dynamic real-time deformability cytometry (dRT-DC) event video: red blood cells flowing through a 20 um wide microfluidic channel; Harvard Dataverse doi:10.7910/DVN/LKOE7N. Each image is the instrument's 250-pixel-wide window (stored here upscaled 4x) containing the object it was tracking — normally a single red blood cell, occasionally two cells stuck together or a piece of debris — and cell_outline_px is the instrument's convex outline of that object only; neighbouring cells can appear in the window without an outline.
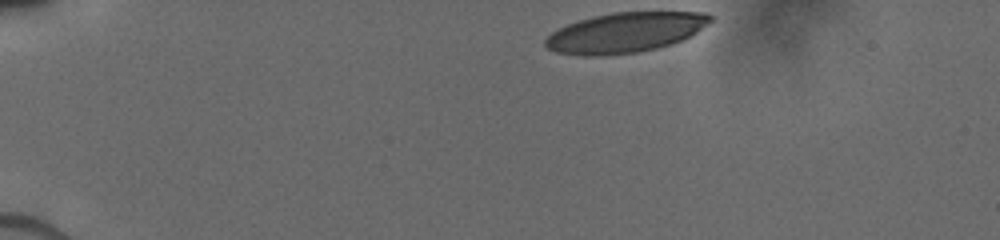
{"species": "human", "species_latin": "Homo sapiens", "temperature_condition": "cold", "stored_images_in_passage": 33, "camera_frame_rate_fps": 3000, "um_per_image_px": 0.085, "donor": {"sex": "male"}, "frame": {"image": 1, "passage_image": 1, "time_ms": 0.0, "image_size_px": [1000, 240], "cell_outline_px": [[712, 20], [696, 32], [672, 44], [656, 48], [636, 52], [600, 56], [580, 56], [556, 52], [548, 48], [544, 44], [544, 40], [552, 32], [568, 24], [592, 16], [612, 12], [708, 12], [712, 16]], "centroid_in_image_um": [53.12, 2.76], "position_along_channel_um": 31.9, "area_um2": 38.32}}
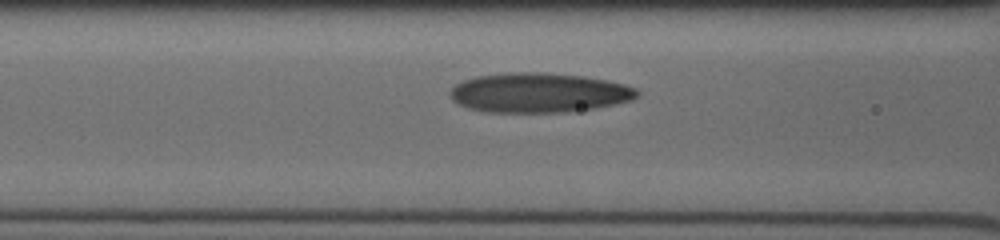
{"frame": {"image": 2, "passage_image": 22, "time_ms": 4.333, "image_size_px": [1000, 240], "cell_outline_px": [[640, 96], [632, 100], [596, 108], [564, 112], [484, 112], [468, 108], [452, 100], [448, 92], [456, 84], [464, 80], [476, 76], [508, 72], [544, 72], [584, 76], [608, 80], [624, 84], [636, 88], [640, 92]], "centroid_in_image_um": [45.82, 7.87], "position_along_channel_um": 120.8, "area_um2": 43.52}}
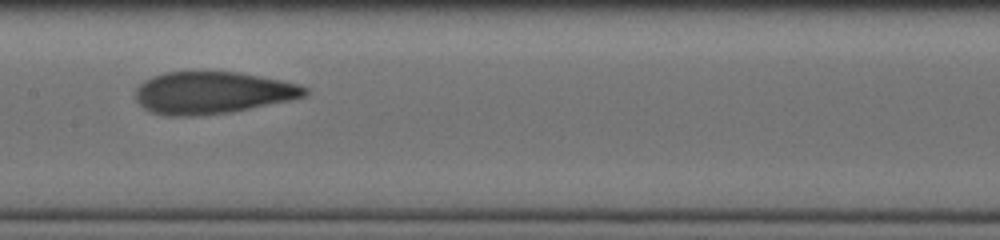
{"frame": {"image": 3, "passage_image": 32, "time_ms": 6.0, "image_size_px": [1000, 240], "cell_outline_px": [[308, 96], [232, 112], [200, 116], [164, 116], [148, 112], [136, 100], [136, 88], [144, 80], [152, 76], [164, 72], [240, 72], [300, 84], [308, 88]], "centroid_in_image_um": [18.04, 7.89], "position_along_channel_um": 189.4, "area_um2": 41.91}}